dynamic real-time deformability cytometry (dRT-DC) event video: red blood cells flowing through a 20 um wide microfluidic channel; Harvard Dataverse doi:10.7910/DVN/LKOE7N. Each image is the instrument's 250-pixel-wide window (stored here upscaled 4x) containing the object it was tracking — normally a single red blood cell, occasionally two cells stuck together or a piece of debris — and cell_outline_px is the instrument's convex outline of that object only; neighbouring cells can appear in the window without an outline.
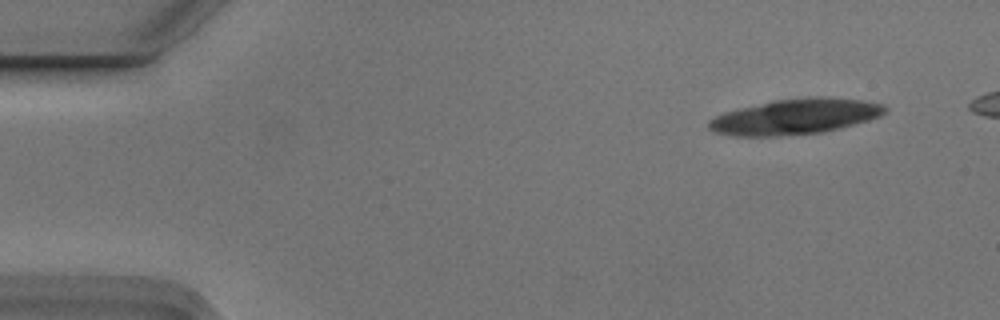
{"species": "Egyptian fruit bat (a non-hibernating species)", "species_latin": "Rousettus aegyptiacus", "temperature_condition": "cold", "stored_images_in_passage": 4, "camera_frame_rate_fps": 3000, "um_per_image_px": 0.085, "animal": {"sex": "male"}, "frame": {"image": 1, "passage_image": 1, "time_ms": 0.0, "image_size_px": [1000, 320], "cell_outline_px": [[888, 108], [880, 116], [868, 120], [840, 128], [824, 132], [776, 136], [732, 136], [716, 132], [708, 128], [708, 120], [716, 116], [728, 112], [776, 100], [820, 96], [824, 96], [860, 100], [884, 104]], "centroid_in_image_um": [67.64, 9.92], "position_along_channel_um": 17.4, "area_um2": 35.89}}